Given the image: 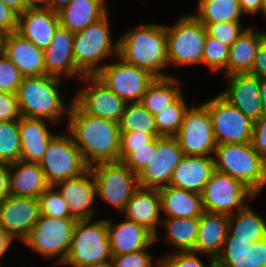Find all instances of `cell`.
I'll return each mask as SVG.
<instances>
[{
	"label": "cell",
	"mask_w": 266,
	"mask_h": 267,
	"mask_svg": "<svg viewBox=\"0 0 266 267\" xmlns=\"http://www.w3.org/2000/svg\"><path fill=\"white\" fill-rule=\"evenodd\" d=\"M8 34L9 33H7L5 30L0 28V56H2L4 54L5 43H6V39H7Z\"/></svg>",
	"instance_id": "obj_59"
},
{
	"label": "cell",
	"mask_w": 266,
	"mask_h": 267,
	"mask_svg": "<svg viewBox=\"0 0 266 267\" xmlns=\"http://www.w3.org/2000/svg\"><path fill=\"white\" fill-rule=\"evenodd\" d=\"M85 267H114L112 260L111 261H103L100 263L90 264Z\"/></svg>",
	"instance_id": "obj_60"
},
{
	"label": "cell",
	"mask_w": 266,
	"mask_h": 267,
	"mask_svg": "<svg viewBox=\"0 0 266 267\" xmlns=\"http://www.w3.org/2000/svg\"><path fill=\"white\" fill-rule=\"evenodd\" d=\"M10 195V164L0 162V202Z\"/></svg>",
	"instance_id": "obj_52"
},
{
	"label": "cell",
	"mask_w": 266,
	"mask_h": 267,
	"mask_svg": "<svg viewBox=\"0 0 266 267\" xmlns=\"http://www.w3.org/2000/svg\"><path fill=\"white\" fill-rule=\"evenodd\" d=\"M77 221L76 218H55L40 214L39 219L22 242L47 258L59 254L58 263L63 264Z\"/></svg>",
	"instance_id": "obj_8"
},
{
	"label": "cell",
	"mask_w": 266,
	"mask_h": 267,
	"mask_svg": "<svg viewBox=\"0 0 266 267\" xmlns=\"http://www.w3.org/2000/svg\"><path fill=\"white\" fill-rule=\"evenodd\" d=\"M250 143L260 156L263 157L266 154V114L253 121Z\"/></svg>",
	"instance_id": "obj_49"
},
{
	"label": "cell",
	"mask_w": 266,
	"mask_h": 267,
	"mask_svg": "<svg viewBox=\"0 0 266 267\" xmlns=\"http://www.w3.org/2000/svg\"><path fill=\"white\" fill-rule=\"evenodd\" d=\"M250 74L256 75L259 78H266V38L258 47Z\"/></svg>",
	"instance_id": "obj_51"
},
{
	"label": "cell",
	"mask_w": 266,
	"mask_h": 267,
	"mask_svg": "<svg viewBox=\"0 0 266 267\" xmlns=\"http://www.w3.org/2000/svg\"><path fill=\"white\" fill-rule=\"evenodd\" d=\"M89 169L95 180L96 195L123 213L139 187L138 176L122 161L98 163Z\"/></svg>",
	"instance_id": "obj_9"
},
{
	"label": "cell",
	"mask_w": 266,
	"mask_h": 267,
	"mask_svg": "<svg viewBox=\"0 0 266 267\" xmlns=\"http://www.w3.org/2000/svg\"><path fill=\"white\" fill-rule=\"evenodd\" d=\"M95 76L126 103L140 102L148 85L155 79L147 70L121 59L106 63Z\"/></svg>",
	"instance_id": "obj_14"
},
{
	"label": "cell",
	"mask_w": 266,
	"mask_h": 267,
	"mask_svg": "<svg viewBox=\"0 0 266 267\" xmlns=\"http://www.w3.org/2000/svg\"><path fill=\"white\" fill-rule=\"evenodd\" d=\"M175 83L178 80L172 76L155 78L148 85L140 103L154 116L182 95L181 89Z\"/></svg>",
	"instance_id": "obj_34"
},
{
	"label": "cell",
	"mask_w": 266,
	"mask_h": 267,
	"mask_svg": "<svg viewBox=\"0 0 266 267\" xmlns=\"http://www.w3.org/2000/svg\"><path fill=\"white\" fill-rule=\"evenodd\" d=\"M23 78L18 68L5 54L0 56V92L16 94Z\"/></svg>",
	"instance_id": "obj_44"
},
{
	"label": "cell",
	"mask_w": 266,
	"mask_h": 267,
	"mask_svg": "<svg viewBox=\"0 0 266 267\" xmlns=\"http://www.w3.org/2000/svg\"><path fill=\"white\" fill-rule=\"evenodd\" d=\"M5 5L16 12L18 15L22 14L27 7L25 6L23 0H2Z\"/></svg>",
	"instance_id": "obj_55"
},
{
	"label": "cell",
	"mask_w": 266,
	"mask_h": 267,
	"mask_svg": "<svg viewBox=\"0 0 266 267\" xmlns=\"http://www.w3.org/2000/svg\"><path fill=\"white\" fill-rule=\"evenodd\" d=\"M118 125L120 132L139 131L161 137L154 116L140 102L126 103Z\"/></svg>",
	"instance_id": "obj_37"
},
{
	"label": "cell",
	"mask_w": 266,
	"mask_h": 267,
	"mask_svg": "<svg viewBox=\"0 0 266 267\" xmlns=\"http://www.w3.org/2000/svg\"><path fill=\"white\" fill-rule=\"evenodd\" d=\"M74 33L61 27L56 29L47 48L44 49V64L46 74L62 78L63 74L71 77L85 74L76 66L73 57Z\"/></svg>",
	"instance_id": "obj_20"
},
{
	"label": "cell",
	"mask_w": 266,
	"mask_h": 267,
	"mask_svg": "<svg viewBox=\"0 0 266 267\" xmlns=\"http://www.w3.org/2000/svg\"><path fill=\"white\" fill-rule=\"evenodd\" d=\"M112 255L145 250L155 243V235L142 225L126 220L112 224L106 220Z\"/></svg>",
	"instance_id": "obj_24"
},
{
	"label": "cell",
	"mask_w": 266,
	"mask_h": 267,
	"mask_svg": "<svg viewBox=\"0 0 266 267\" xmlns=\"http://www.w3.org/2000/svg\"><path fill=\"white\" fill-rule=\"evenodd\" d=\"M215 267H266V237L252 241L235 240L227 233Z\"/></svg>",
	"instance_id": "obj_22"
},
{
	"label": "cell",
	"mask_w": 266,
	"mask_h": 267,
	"mask_svg": "<svg viewBox=\"0 0 266 267\" xmlns=\"http://www.w3.org/2000/svg\"><path fill=\"white\" fill-rule=\"evenodd\" d=\"M20 118L16 94L0 92V121H18Z\"/></svg>",
	"instance_id": "obj_48"
},
{
	"label": "cell",
	"mask_w": 266,
	"mask_h": 267,
	"mask_svg": "<svg viewBox=\"0 0 266 267\" xmlns=\"http://www.w3.org/2000/svg\"><path fill=\"white\" fill-rule=\"evenodd\" d=\"M229 86L220 95L252 121L263 115L260 78L250 73L229 75Z\"/></svg>",
	"instance_id": "obj_18"
},
{
	"label": "cell",
	"mask_w": 266,
	"mask_h": 267,
	"mask_svg": "<svg viewBox=\"0 0 266 267\" xmlns=\"http://www.w3.org/2000/svg\"><path fill=\"white\" fill-rule=\"evenodd\" d=\"M156 148L157 138H154L147 147L134 148L122 162L138 176L156 155Z\"/></svg>",
	"instance_id": "obj_43"
},
{
	"label": "cell",
	"mask_w": 266,
	"mask_h": 267,
	"mask_svg": "<svg viewBox=\"0 0 266 267\" xmlns=\"http://www.w3.org/2000/svg\"><path fill=\"white\" fill-rule=\"evenodd\" d=\"M184 156L175 137H157L156 155L138 175L139 186L151 189L168 186L174 169Z\"/></svg>",
	"instance_id": "obj_16"
},
{
	"label": "cell",
	"mask_w": 266,
	"mask_h": 267,
	"mask_svg": "<svg viewBox=\"0 0 266 267\" xmlns=\"http://www.w3.org/2000/svg\"><path fill=\"white\" fill-rule=\"evenodd\" d=\"M206 36V27L194 15L181 17L171 28L166 26L169 64L202 63Z\"/></svg>",
	"instance_id": "obj_7"
},
{
	"label": "cell",
	"mask_w": 266,
	"mask_h": 267,
	"mask_svg": "<svg viewBox=\"0 0 266 267\" xmlns=\"http://www.w3.org/2000/svg\"><path fill=\"white\" fill-rule=\"evenodd\" d=\"M72 0H47L46 8L54 12H59L62 8L67 6Z\"/></svg>",
	"instance_id": "obj_56"
},
{
	"label": "cell",
	"mask_w": 266,
	"mask_h": 267,
	"mask_svg": "<svg viewBox=\"0 0 266 267\" xmlns=\"http://www.w3.org/2000/svg\"><path fill=\"white\" fill-rule=\"evenodd\" d=\"M265 16H266V0H265Z\"/></svg>",
	"instance_id": "obj_62"
},
{
	"label": "cell",
	"mask_w": 266,
	"mask_h": 267,
	"mask_svg": "<svg viewBox=\"0 0 266 267\" xmlns=\"http://www.w3.org/2000/svg\"><path fill=\"white\" fill-rule=\"evenodd\" d=\"M59 25L57 12L46 7L27 8L18 15L16 33L44 50L50 44Z\"/></svg>",
	"instance_id": "obj_21"
},
{
	"label": "cell",
	"mask_w": 266,
	"mask_h": 267,
	"mask_svg": "<svg viewBox=\"0 0 266 267\" xmlns=\"http://www.w3.org/2000/svg\"><path fill=\"white\" fill-rule=\"evenodd\" d=\"M154 137L139 131L120 132V161H122L134 148L147 147Z\"/></svg>",
	"instance_id": "obj_47"
},
{
	"label": "cell",
	"mask_w": 266,
	"mask_h": 267,
	"mask_svg": "<svg viewBox=\"0 0 266 267\" xmlns=\"http://www.w3.org/2000/svg\"><path fill=\"white\" fill-rule=\"evenodd\" d=\"M40 216L39 200L9 195L0 202V226L12 237L23 239Z\"/></svg>",
	"instance_id": "obj_17"
},
{
	"label": "cell",
	"mask_w": 266,
	"mask_h": 267,
	"mask_svg": "<svg viewBox=\"0 0 266 267\" xmlns=\"http://www.w3.org/2000/svg\"><path fill=\"white\" fill-rule=\"evenodd\" d=\"M49 186L38 198L40 214L55 218H73L69 206L58 190Z\"/></svg>",
	"instance_id": "obj_41"
},
{
	"label": "cell",
	"mask_w": 266,
	"mask_h": 267,
	"mask_svg": "<svg viewBox=\"0 0 266 267\" xmlns=\"http://www.w3.org/2000/svg\"><path fill=\"white\" fill-rule=\"evenodd\" d=\"M49 186L39 163L18 160L10 164V195L38 199Z\"/></svg>",
	"instance_id": "obj_29"
},
{
	"label": "cell",
	"mask_w": 266,
	"mask_h": 267,
	"mask_svg": "<svg viewBox=\"0 0 266 267\" xmlns=\"http://www.w3.org/2000/svg\"><path fill=\"white\" fill-rule=\"evenodd\" d=\"M27 8L46 7L47 0H23Z\"/></svg>",
	"instance_id": "obj_58"
},
{
	"label": "cell",
	"mask_w": 266,
	"mask_h": 267,
	"mask_svg": "<svg viewBox=\"0 0 266 267\" xmlns=\"http://www.w3.org/2000/svg\"><path fill=\"white\" fill-rule=\"evenodd\" d=\"M213 156L215 170L239 180L255 195L266 186L262 156L251 143L217 144Z\"/></svg>",
	"instance_id": "obj_4"
},
{
	"label": "cell",
	"mask_w": 266,
	"mask_h": 267,
	"mask_svg": "<svg viewBox=\"0 0 266 267\" xmlns=\"http://www.w3.org/2000/svg\"><path fill=\"white\" fill-rule=\"evenodd\" d=\"M183 95L173 104L154 115L158 134L161 137H174L180 130L184 115L188 110Z\"/></svg>",
	"instance_id": "obj_38"
},
{
	"label": "cell",
	"mask_w": 266,
	"mask_h": 267,
	"mask_svg": "<svg viewBox=\"0 0 266 267\" xmlns=\"http://www.w3.org/2000/svg\"><path fill=\"white\" fill-rule=\"evenodd\" d=\"M214 171L213 156L185 155L174 169L169 185L201 194Z\"/></svg>",
	"instance_id": "obj_25"
},
{
	"label": "cell",
	"mask_w": 266,
	"mask_h": 267,
	"mask_svg": "<svg viewBox=\"0 0 266 267\" xmlns=\"http://www.w3.org/2000/svg\"><path fill=\"white\" fill-rule=\"evenodd\" d=\"M240 21L202 23L206 27L207 34L219 39L227 46H231L246 29L240 25Z\"/></svg>",
	"instance_id": "obj_42"
},
{
	"label": "cell",
	"mask_w": 266,
	"mask_h": 267,
	"mask_svg": "<svg viewBox=\"0 0 266 267\" xmlns=\"http://www.w3.org/2000/svg\"><path fill=\"white\" fill-rule=\"evenodd\" d=\"M70 209L73 218L77 220L91 219L93 209L90 206L95 201L96 184L88 168L82 174L68 178L54 185Z\"/></svg>",
	"instance_id": "obj_19"
},
{
	"label": "cell",
	"mask_w": 266,
	"mask_h": 267,
	"mask_svg": "<svg viewBox=\"0 0 266 267\" xmlns=\"http://www.w3.org/2000/svg\"><path fill=\"white\" fill-rule=\"evenodd\" d=\"M243 13L255 14L259 11L265 15V0H239Z\"/></svg>",
	"instance_id": "obj_53"
},
{
	"label": "cell",
	"mask_w": 266,
	"mask_h": 267,
	"mask_svg": "<svg viewBox=\"0 0 266 267\" xmlns=\"http://www.w3.org/2000/svg\"><path fill=\"white\" fill-rule=\"evenodd\" d=\"M118 44V57L123 62L145 69L155 78L170 77L161 71L169 64L165 25L146 24L129 30Z\"/></svg>",
	"instance_id": "obj_2"
},
{
	"label": "cell",
	"mask_w": 266,
	"mask_h": 267,
	"mask_svg": "<svg viewBox=\"0 0 266 267\" xmlns=\"http://www.w3.org/2000/svg\"><path fill=\"white\" fill-rule=\"evenodd\" d=\"M262 161H263V169L266 174V154L262 157Z\"/></svg>",
	"instance_id": "obj_61"
},
{
	"label": "cell",
	"mask_w": 266,
	"mask_h": 267,
	"mask_svg": "<svg viewBox=\"0 0 266 267\" xmlns=\"http://www.w3.org/2000/svg\"><path fill=\"white\" fill-rule=\"evenodd\" d=\"M68 135V133L67 136L55 134L39 162L50 186L76 177L89 168L71 135Z\"/></svg>",
	"instance_id": "obj_10"
},
{
	"label": "cell",
	"mask_w": 266,
	"mask_h": 267,
	"mask_svg": "<svg viewBox=\"0 0 266 267\" xmlns=\"http://www.w3.org/2000/svg\"><path fill=\"white\" fill-rule=\"evenodd\" d=\"M228 233L235 240L254 243L266 237V220L247 205L243 210L229 216Z\"/></svg>",
	"instance_id": "obj_33"
},
{
	"label": "cell",
	"mask_w": 266,
	"mask_h": 267,
	"mask_svg": "<svg viewBox=\"0 0 266 267\" xmlns=\"http://www.w3.org/2000/svg\"><path fill=\"white\" fill-rule=\"evenodd\" d=\"M201 197L205 212L230 216L243 210L248 205L246 200L249 197L254 199L256 195L239 180L215 170Z\"/></svg>",
	"instance_id": "obj_11"
},
{
	"label": "cell",
	"mask_w": 266,
	"mask_h": 267,
	"mask_svg": "<svg viewBox=\"0 0 266 267\" xmlns=\"http://www.w3.org/2000/svg\"><path fill=\"white\" fill-rule=\"evenodd\" d=\"M107 12L105 0H72L57 13L60 26L77 33L101 19Z\"/></svg>",
	"instance_id": "obj_32"
},
{
	"label": "cell",
	"mask_w": 266,
	"mask_h": 267,
	"mask_svg": "<svg viewBox=\"0 0 266 267\" xmlns=\"http://www.w3.org/2000/svg\"><path fill=\"white\" fill-rule=\"evenodd\" d=\"M244 14L239 0H199L194 16L201 23L240 21Z\"/></svg>",
	"instance_id": "obj_36"
},
{
	"label": "cell",
	"mask_w": 266,
	"mask_h": 267,
	"mask_svg": "<svg viewBox=\"0 0 266 267\" xmlns=\"http://www.w3.org/2000/svg\"><path fill=\"white\" fill-rule=\"evenodd\" d=\"M118 45V41L112 42L107 12L101 19L74 33L73 57L76 66L85 75H96L101 69L97 65L100 60L113 54L118 56Z\"/></svg>",
	"instance_id": "obj_6"
},
{
	"label": "cell",
	"mask_w": 266,
	"mask_h": 267,
	"mask_svg": "<svg viewBox=\"0 0 266 267\" xmlns=\"http://www.w3.org/2000/svg\"><path fill=\"white\" fill-rule=\"evenodd\" d=\"M161 198V211L168 218L200 217L205 211L201 194L172 185L158 189Z\"/></svg>",
	"instance_id": "obj_31"
},
{
	"label": "cell",
	"mask_w": 266,
	"mask_h": 267,
	"mask_svg": "<svg viewBox=\"0 0 266 267\" xmlns=\"http://www.w3.org/2000/svg\"><path fill=\"white\" fill-rule=\"evenodd\" d=\"M20 156L18 121H0V162L12 164L20 160Z\"/></svg>",
	"instance_id": "obj_39"
},
{
	"label": "cell",
	"mask_w": 266,
	"mask_h": 267,
	"mask_svg": "<svg viewBox=\"0 0 266 267\" xmlns=\"http://www.w3.org/2000/svg\"><path fill=\"white\" fill-rule=\"evenodd\" d=\"M62 78L43 75L24 77L16 96L21 117L46 119L56 123L69 114V108L61 97L59 83Z\"/></svg>",
	"instance_id": "obj_3"
},
{
	"label": "cell",
	"mask_w": 266,
	"mask_h": 267,
	"mask_svg": "<svg viewBox=\"0 0 266 267\" xmlns=\"http://www.w3.org/2000/svg\"><path fill=\"white\" fill-rule=\"evenodd\" d=\"M266 38V32L246 28L229 48L226 74L250 73L255 61L258 47Z\"/></svg>",
	"instance_id": "obj_30"
},
{
	"label": "cell",
	"mask_w": 266,
	"mask_h": 267,
	"mask_svg": "<svg viewBox=\"0 0 266 267\" xmlns=\"http://www.w3.org/2000/svg\"><path fill=\"white\" fill-rule=\"evenodd\" d=\"M228 223L229 215L204 212L199 217L197 242L193 252L207 254L215 261L222 251Z\"/></svg>",
	"instance_id": "obj_27"
},
{
	"label": "cell",
	"mask_w": 266,
	"mask_h": 267,
	"mask_svg": "<svg viewBox=\"0 0 266 267\" xmlns=\"http://www.w3.org/2000/svg\"><path fill=\"white\" fill-rule=\"evenodd\" d=\"M260 96L263 114H266V78H260Z\"/></svg>",
	"instance_id": "obj_57"
},
{
	"label": "cell",
	"mask_w": 266,
	"mask_h": 267,
	"mask_svg": "<svg viewBox=\"0 0 266 267\" xmlns=\"http://www.w3.org/2000/svg\"><path fill=\"white\" fill-rule=\"evenodd\" d=\"M14 238L0 226V259L7 252ZM1 265V264H0Z\"/></svg>",
	"instance_id": "obj_54"
},
{
	"label": "cell",
	"mask_w": 266,
	"mask_h": 267,
	"mask_svg": "<svg viewBox=\"0 0 266 267\" xmlns=\"http://www.w3.org/2000/svg\"><path fill=\"white\" fill-rule=\"evenodd\" d=\"M166 231V238L178 252L194 251L197 242L199 217L166 218L161 222Z\"/></svg>",
	"instance_id": "obj_35"
},
{
	"label": "cell",
	"mask_w": 266,
	"mask_h": 267,
	"mask_svg": "<svg viewBox=\"0 0 266 267\" xmlns=\"http://www.w3.org/2000/svg\"><path fill=\"white\" fill-rule=\"evenodd\" d=\"M123 212L126 214V219L144 226L155 235V241L158 240L157 224L162 222L161 198L158 189L139 186Z\"/></svg>",
	"instance_id": "obj_26"
},
{
	"label": "cell",
	"mask_w": 266,
	"mask_h": 267,
	"mask_svg": "<svg viewBox=\"0 0 266 267\" xmlns=\"http://www.w3.org/2000/svg\"><path fill=\"white\" fill-rule=\"evenodd\" d=\"M18 14L0 0V28L7 33L16 32Z\"/></svg>",
	"instance_id": "obj_50"
},
{
	"label": "cell",
	"mask_w": 266,
	"mask_h": 267,
	"mask_svg": "<svg viewBox=\"0 0 266 267\" xmlns=\"http://www.w3.org/2000/svg\"><path fill=\"white\" fill-rule=\"evenodd\" d=\"M81 79L90 85L79 90L73 101L92 116L119 122L126 102L95 75H85Z\"/></svg>",
	"instance_id": "obj_15"
},
{
	"label": "cell",
	"mask_w": 266,
	"mask_h": 267,
	"mask_svg": "<svg viewBox=\"0 0 266 267\" xmlns=\"http://www.w3.org/2000/svg\"><path fill=\"white\" fill-rule=\"evenodd\" d=\"M174 137L184 155L212 156L211 153L217 147V142L208 108L204 104L189 107L181 128Z\"/></svg>",
	"instance_id": "obj_12"
},
{
	"label": "cell",
	"mask_w": 266,
	"mask_h": 267,
	"mask_svg": "<svg viewBox=\"0 0 266 267\" xmlns=\"http://www.w3.org/2000/svg\"><path fill=\"white\" fill-rule=\"evenodd\" d=\"M4 54L18 68L23 77L46 74L44 50L16 32L8 34Z\"/></svg>",
	"instance_id": "obj_23"
},
{
	"label": "cell",
	"mask_w": 266,
	"mask_h": 267,
	"mask_svg": "<svg viewBox=\"0 0 266 267\" xmlns=\"http://www.w3.org/2000/svg\"><path fill=\"white\" fill-rule=\"evenodd\" d=\"M91 221V219H85L76 222L69 251L63 264L85 267L112 260L106 220Z\"/></svg>",
	"instance_id": "obj_5"
},
{
	"label": "cell",
	"mask_w": 266,
	"mask_h": 267,
	"mask_svg": "<svg viewBox=\"0 0 266 267\" xmlns=\"http://www.w3.org/2000/svg\"><path fill=\"white\" fill-rule=\"evenodd\" d=\"M229 46L219 39L207 34L204 44L202 63L207 64L213 71L222 70L226 72L229 57Z\"/></svg>",
	"instance_id": "obj_40"
},
{
	"label": "cell",
	"mask_w": 266,
	"mask_h": 267,
	"mask_svg": "<svg viewBox=\"0 0 266 267\" xmlns=\"http://www.w3.org/2000/svg\"><path fill=\"white\" fill-rule=\"evenodd\" d=\"M160 267H205L196 252L185 251L170 254L161 258ZM209 267L214 266V260L210 258Z\"/></svg>",
	"instance_id": "obj_46"
},
{
	"label": "cell",
	"mask_w": 266,
	"mask_h": 267,
	"mask_svg": "<svg viewBox=\"0 0 266 267\" xmlns=\"http://www.w3.org/2000/svg\"><path fill=\"white\" fill-rule=\"evenodd\" d=\"M145 250H140L128 254L113 255L114 267H154L152 257ZM161 258L156 261V267H160Z\"/></svg>",
	"instance_id": "obj_45"
},
{
	"label": "cell",
	"mask_w": 266,
	"mask_h": 267,
	"mask_svg": "<svg viewBox=\"0 0 266 267\" xmlns=\"http://www.w3.org/2000/svg\"><path fill=\"white\" fill-rule=\"evenodd\" d=\"M18 127L21 139L20 160L39 163L55 135L48 131L44 119L21 117Z\"/></svg>",
	"instance_id": "obj_28"
},
{
	"label": "cell",
	"mask_w": 266,
	"mask_h": 267,
	"mask_svg": "<svg viewBox=\"0 0 266 267\" xmlns=\"http://www.w3.org/2000/svg\"><path fill=\"white\" fill-rule=\"evenodd\" d=\"M67 132L79 148L88 167L120 161L118 122L92 116L73 100L70 103Z\"/></svg>",
	"instance_id": "obj_1"
},
{
	"label": "cell",
	"mask_w": 266,
	"mask_h": 267,
	"mask_svg": "<svg viewBox=\"0 0 266 267\" xmlns=\"http://www.w3.org/2000/svg\"><path fill=\"white\" fill-rule=\"evenodd\" d=\"M203 104L211 114L217 144L251 142L253 121L239 109L231 105L220 94Z\"/></svg>",
	"instance_id": "obj_13"
}]
</instances>
